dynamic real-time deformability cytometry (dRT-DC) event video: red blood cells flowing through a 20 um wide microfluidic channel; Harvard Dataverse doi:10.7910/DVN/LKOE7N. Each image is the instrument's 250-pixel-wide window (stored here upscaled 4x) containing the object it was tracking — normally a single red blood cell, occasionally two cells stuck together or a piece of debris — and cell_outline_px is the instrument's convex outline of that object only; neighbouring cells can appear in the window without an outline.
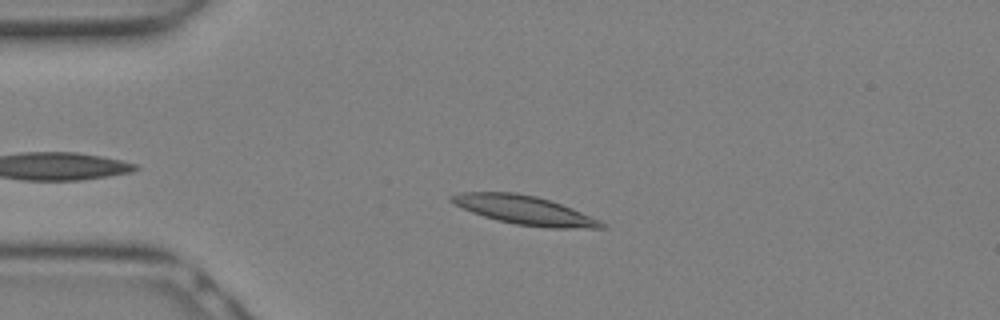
{"species": "Egyptian fruit bat (a non-hibernating species)", "species_latin": "Rousettus aegyptiacus", "temperature_condition": "warm", "stored_images_in_passage": 11, "camera_frame_rate_fps": 3000, "um_per_image_px": 0.085, "animal": {"sex": "female"}, "frame": {"image": 1, "passage_image": 4, "time_ms": 1.0, "image_size_px": [1000, 320], "cell_outline_px": [[604, 228], [548, 228], [516, 224], [484, 216], [472, 212], [448, 200], [448, 196], [460, 192], [516, 192], [536, 196], [572, 208], [600, 220], [604, 224]], "centroid_in_image_um": [44.57, 17.85], "position_along_channel_um": 40.4, "area_um2": 24.85}}
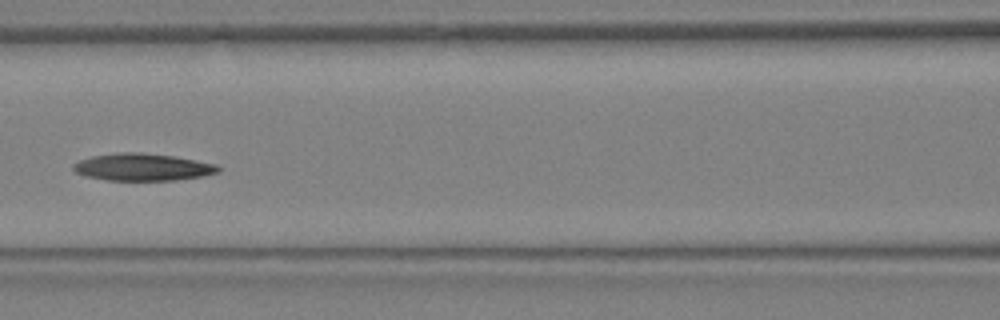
{"frame": {"image": 2, "passage_image": 10, "time_ms": 3.0, "image_size_px": [1000, 320], "cell_outline_px": [[220, 172], [204, 176], [176, 180], [108, 180], [84, 176], [76, 172], [72, 168], [72, 164], [80, 160], [92, 156], [116, 152], [140, 152], [172, 156], [196, 160], [216, 164], [220, 168]], "centroid_in_image_um": [12.11, 14.2], "position_along_channel_um": 154.5, "area_um2": 23.06}}